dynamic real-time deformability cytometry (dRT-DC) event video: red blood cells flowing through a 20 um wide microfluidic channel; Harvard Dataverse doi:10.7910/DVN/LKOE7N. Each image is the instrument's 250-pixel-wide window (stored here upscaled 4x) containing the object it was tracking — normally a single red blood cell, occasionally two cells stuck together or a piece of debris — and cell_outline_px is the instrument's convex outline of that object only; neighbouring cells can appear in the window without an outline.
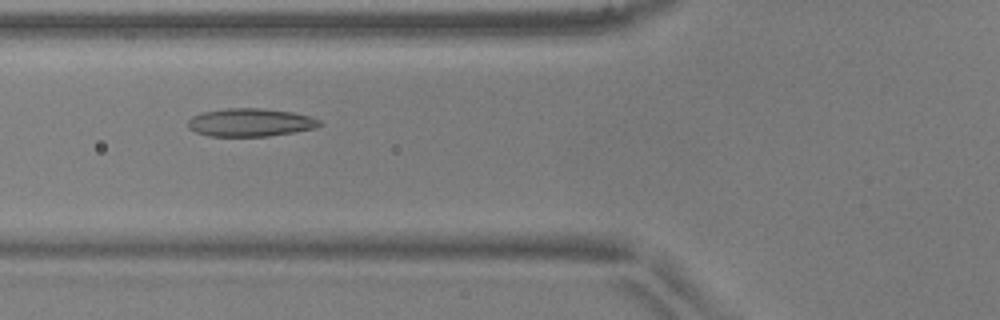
{"species": "common noctule bat (a hibernating species)", "species_latin": "Nyctalus noctula", "temperature_condition": "warm", "stored_images_in_passage": 52, "camera_frame_rate_fps": 3000, "um_per_image_px": 0.085, "animal": {"sex": "male", "body_mass_g": 17.9, "forearm_length_mm": 54.2}, "frame": {"image": 1, "passage_image": 20, "time_ms": 6.333, "image_size_px": [1000, 320], "cell_outline_px": [[324, 124], [316, 128], [268, 136], [208, 136], [196, 132], [188, 128], [188, 120], [192, 116], [204, 112], [224, 108], [264, 108], [292, 112], [312, 116], [320, 120]], "centroid_in_image_um": [21.3, 10.4], "position_along_channel_um": 104.5, "area_um2": 21.68}}
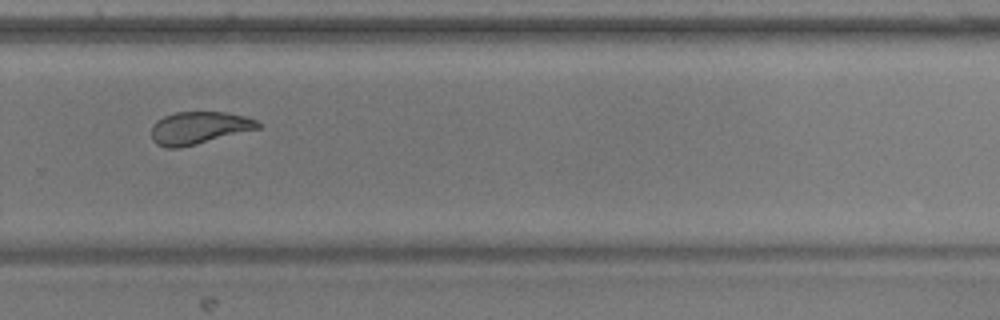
{"frame": {"image": 2, "passage_image": 36, "time_ms": 11.667, "image_size_px": [1000, 320], "cell_outline_px": [[260, 128], [180, 148], [164, 148], [156, 144], [152, 140], [152, 124], [156, 120], [164, 116], [176, 112], [224, 112], [244, 116], [256, 120], [260, 124]], "centroid_in_image_um": [16.86, 10.87], "position_along_channel_um": 312.9, "area_um2": 20.11}}
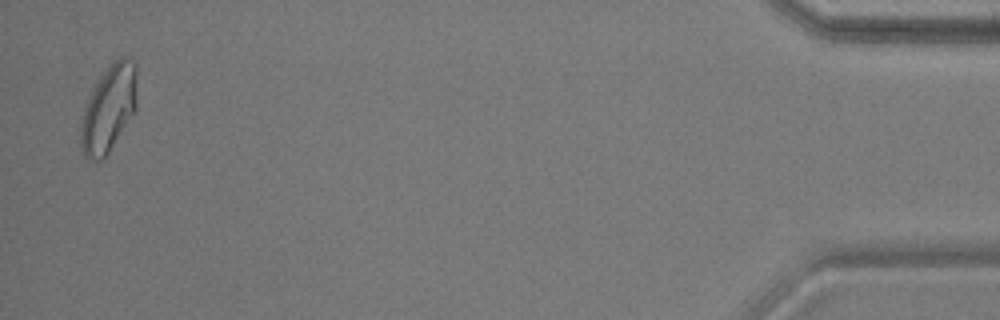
{"frame": {"image": 3, "passage_image": 51, "time_ms": 16.667, "image_size_px": [1000, 320], "cell_outline_px": [[136, 108], [104, 160], [88, 160], [84, 156], [80, 148], [80, 124], [88, 100], [96, 84], [104, 72], [116, 56], [128, 56], [136, 64]], "centroid_in_image_um": [9.24, 9.24], "position_along_channel_um": 426.0, "area_um2": 28.26}, "authors_computed_cell_mechanics": {"area_um2": 21.7328, "velocity_mm_per_s": 3.9134, "shape_relaxation_time_tau1_ms": 5.8224, "shape_relaxation_time_tau2_ms": 1.7763, "deformation_change_tau1": 0.1542, "deformation_change_tau2": 0.0772}}